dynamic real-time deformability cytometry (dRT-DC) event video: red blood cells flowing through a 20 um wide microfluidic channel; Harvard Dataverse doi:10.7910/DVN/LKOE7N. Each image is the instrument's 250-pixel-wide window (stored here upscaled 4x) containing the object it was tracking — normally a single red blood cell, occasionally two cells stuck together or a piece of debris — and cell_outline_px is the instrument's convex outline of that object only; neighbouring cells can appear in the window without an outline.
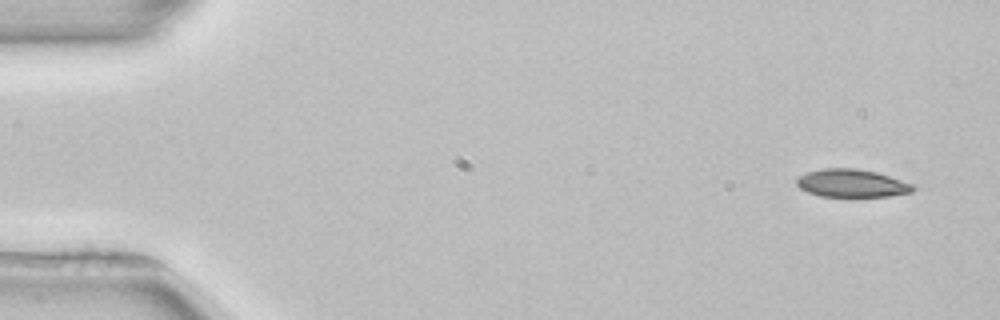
{"species": "common noctule bat (a hibernating species)", "species_latin": "Nyctalus noctula", "temperature_condition": "room temperature", "stored_images_in_passage": 6, "camera_frame_rate_fps": 3000, "um_per_image_px": 0.085, "animal": {"sex": "female", "body_mass_g": 22.7, "forearm_length_mm": 54.2}, "frame": {"image": 1, "passage_image": 1, "time_ms": 0.0, "image_size_px": [1000, 320], "cell_outline_px": [[916, 188], [912, 192], [888, 196], [820, 196], [808, 192], [800, 188], [796, 184], [796, 180], [800, 176], [808, 172], [824, 168], [856, 168], [876, 172], [912, 184]], "centroid_in_image_um": [72.39, 15.57], "position_along_channel_um": 12.6, "area_um2": 18.67}}
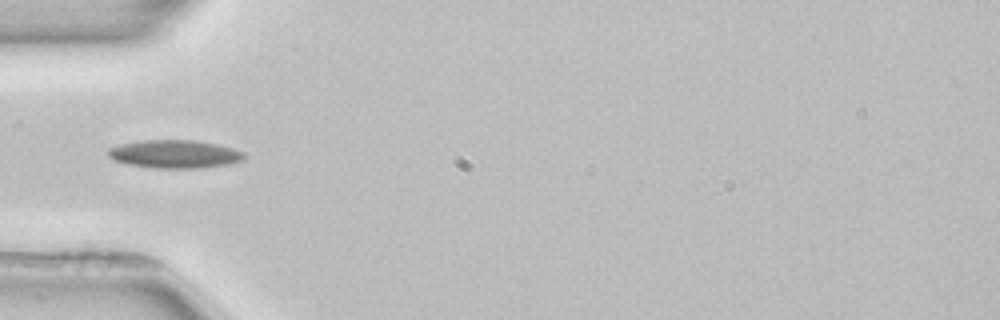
{"frame": {"image": 2, "passage_image": 5, "time_ms": 4.667, "image_size_px": [1000, 320], "cell_outline_px": [[248, 156], [244, 160], [228, 164], [200, 168], [152, 168], [128, 164], [112, 160], [108, 156], [108, 148], [124, 144], [144, 140], [196, 140], [216, 144], [232, 148], [244, 152]], "centroid_in_image_um": [14.88, 13.1], "position_along_channel_um": 70.1, "area_um2": 22.37}}